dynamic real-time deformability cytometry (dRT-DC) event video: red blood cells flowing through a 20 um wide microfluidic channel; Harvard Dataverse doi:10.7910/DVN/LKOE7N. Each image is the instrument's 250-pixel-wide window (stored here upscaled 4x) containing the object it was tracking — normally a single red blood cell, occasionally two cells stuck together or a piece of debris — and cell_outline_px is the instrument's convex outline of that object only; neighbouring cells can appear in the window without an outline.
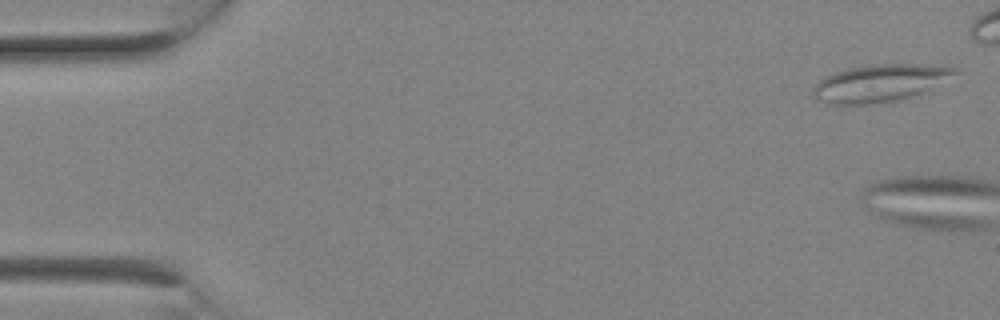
{"species": "Egyptian fruit bat (a non-hibernating species)", "species_latin": "Rousettus aegyptiacus", "temperature_condition": "room temperature", "stored_images_in_passage": 4, "camera_frame_rate_fps": 3000, "um_per_image_px": 0.085, "animal": {"sex": "female"}, "frame": {"image": 1, "passage_image": 1, "time_ms": 0.0, "image_size_px": [1000, 320], "cell_outline_px": [[960, 72], [920, 92], [908, 96], [892, 100], [868, 104], [832, 104], [816, 100], [812, 92], [812, 88], [824, 76], [848, 68], [868, 64], [948, 64], [960, 68]], "centroid_in_image_um": [74.79, 7.02], "position_along_channel_um": 10.2, "area_um2": 30.63}}